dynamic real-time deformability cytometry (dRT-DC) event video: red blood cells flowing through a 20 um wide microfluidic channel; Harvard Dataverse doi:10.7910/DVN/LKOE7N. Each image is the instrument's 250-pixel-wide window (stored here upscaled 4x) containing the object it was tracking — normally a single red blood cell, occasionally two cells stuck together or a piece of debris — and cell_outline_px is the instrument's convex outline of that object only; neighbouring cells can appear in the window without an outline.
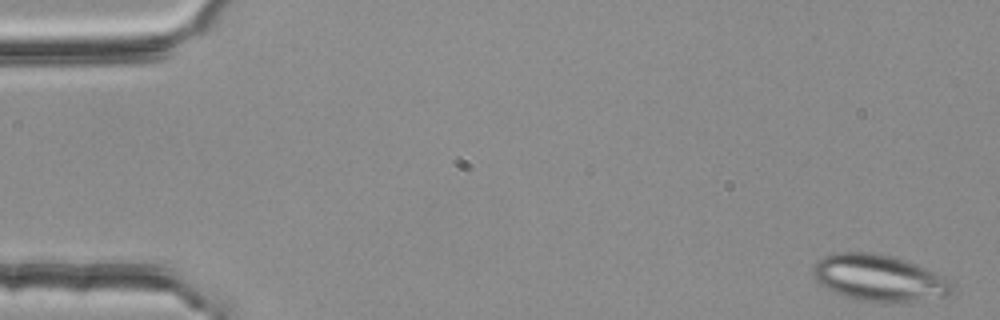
{"species": "common noctule bat (a hibernating species)", "species_latin": "Nyctalus noctula", "temperature_condition": "room temperature", "stored_images_in_passage": 51, "camera_frame_rate_fps": 3000, "um_per_image_px": 0.085, "animal": {"sex": "female", "body_mass_g": 25.1}, "frame": {"image": 1, "passage_image": 1, "time_ms": 0.0, "image_size_px": [1000, 320], "cell_outline_px": [[956, 284], [952, 292], [948, 296], [904, 304], [900, 304], [856, 300], [832, 292], [824, 288], [816, 280], [816, 260], [824, 256], [836, 252], [872, 252], [892, 256], [916, 264], [944, 276], [952, 280]], "centroid_in_image_um": [74.8, 23.66], "position_along_channel_um": 10.2, "area_um2": 38.38}}
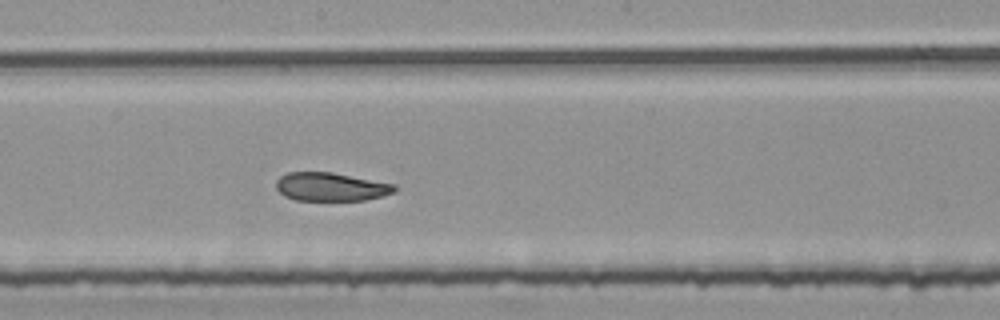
{"frame": {"image": 2, "passage_image": 29, "time_ms": 9.333, "image_size_px": [1000, 320], "cell_outline_px": [[396, 192], [384, 196], [364, 200], [296, 200], [284, 196], [276, 188], [276, 180], [280, 176], [288, 172], [332, 172], [396, 184]], "centroid_in_image_um": [28.14, 15.87], "position_along_channel_um": 220.1, "area_um2": 19.77}}
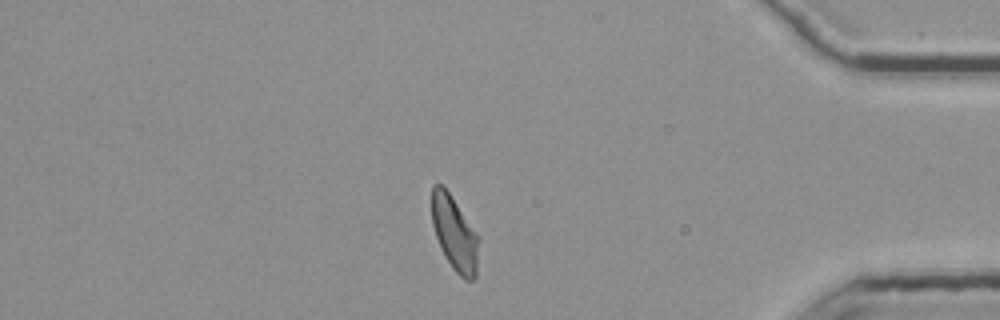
{"frame": {"image": 3, "passage_image": 46, "time_ms": 15.0, "image_size_px": [1000, 320], "cell_outline_px": [[480, 240], [476, 276], [472, 280], [464, 280], [452, 268], [440, 248], [432, 224], [432, 184], [440, 184], [448, 192]], "centroid_in_image_um": [38.64, 19.91], "position_along_channel_um": 396.6, "area_um2": 20.0}, "authors_computed_cell_mechanics": {"area_um2": 21.6172, "velocity_mm_per_s": 3.7612, "shape_relaxation_time_tau1_ms": 5.429, "shape_relaxation_time_tau2_ms": 8.536, "deformation_change_tau1": 0.1372, "deformation_change_tau2": 0.1476}}